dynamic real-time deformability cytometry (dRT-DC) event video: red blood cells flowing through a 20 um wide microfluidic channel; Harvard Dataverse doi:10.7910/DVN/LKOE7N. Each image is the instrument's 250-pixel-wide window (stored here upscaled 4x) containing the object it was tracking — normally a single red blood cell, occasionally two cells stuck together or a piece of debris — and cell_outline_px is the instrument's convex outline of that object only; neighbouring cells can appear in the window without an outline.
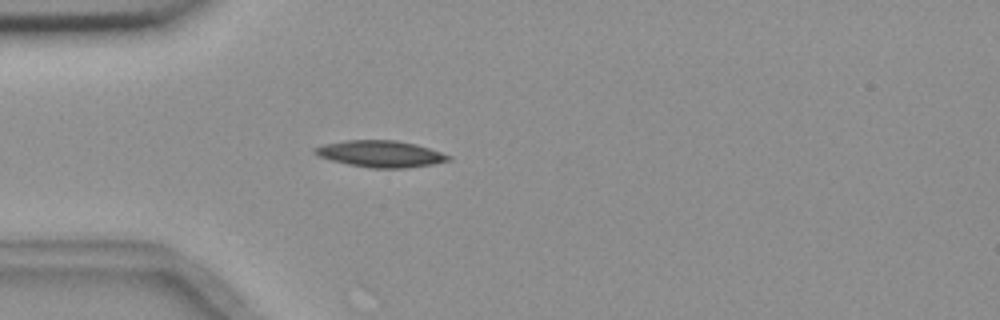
{"species": "common noctule bat (a hibernating species)", "species_latin": "Nyctalus noctula", "temperature_condition": "room temperature", "stored_images_in_passage": 5, "camera_frame_rate_fps": 3000, "um_per_image_px": 0.085, "animal": {"sex": "female", "body_mass_g": 18.4}, "frame": {"image": 1, "passage_image": 5, "time_ms": 4.667, "image_size_px": [1000, 320], "cell_outline_px": [[452, 160], [432, 164], [404, 168], [372, 168], [348, 164], [332, 160], [320, 156], [312, 152], [312, 148], [324, 144], [344, 140], [396, 140], [416, 144], [452, 156]], "centroid_in_image_um": [32.34, 13.07], "position_along_channel_um": 52.7, "area_um2": 20.63}}